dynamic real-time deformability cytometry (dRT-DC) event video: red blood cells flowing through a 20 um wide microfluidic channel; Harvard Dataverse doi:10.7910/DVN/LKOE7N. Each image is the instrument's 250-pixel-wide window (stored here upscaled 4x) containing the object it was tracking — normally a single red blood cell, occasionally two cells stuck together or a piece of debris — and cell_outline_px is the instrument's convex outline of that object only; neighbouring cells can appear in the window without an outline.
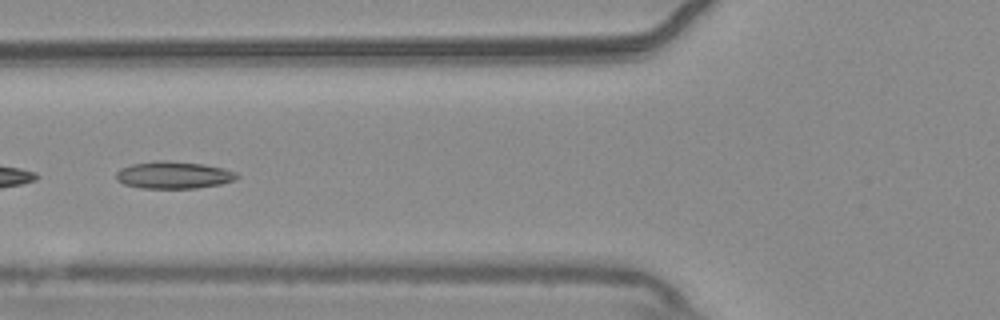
{"species": "common noctule bat (a hibernating species)", "species_latin": "Nyctalus noctula", "temperature_condition": "warm", "stored_images_in_passage": 44, "segment_of_instrument_passage": [2, 2], "camera_frame_rate_fps": 3000, "um_per_image_px": 0.085, "animal": {"sex": "male", "body_mass_g": 20.4}, "frame": {"image": 1, "passage_image": 12, "time_ms": 3.667, "image_size_px": [1000, 320], "cell_outline_px": [[240, 176], [232, 180], [220, 184], [196, 188], [140, 188], [124, 184], [116, 180], [116, 172], [120, 168], [132, 164], [156, 160], [164, 160], [200, 164], [220, 168], [236, 172]], "centroid_in_image_um": [14.69, 14.88], "position_along_channel_um": 111.1, "area_um2": 18.96}}
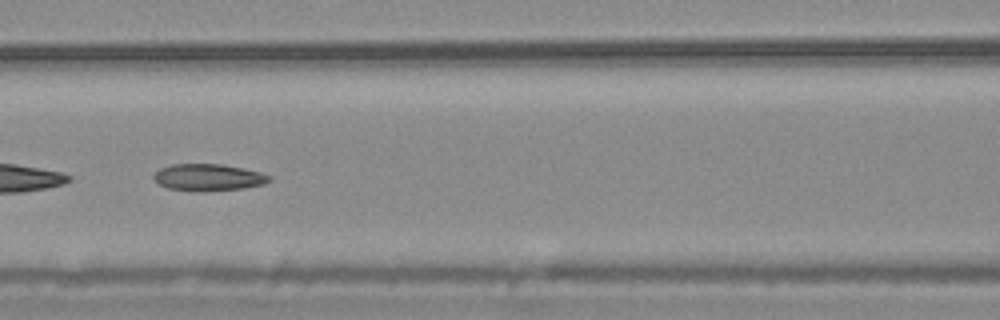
{"frame": {"image": 2, "passage_image": 15, "time_ms": 4.667, "image_size_px": [1000, 320], "cell_outline_px": [[272, 180], [264, 184], [244, 188], [204, 192], [196, 192], [168, 188], [160, 184], [152, 176], [160, 168], [172, 164], [220, 164], [244, 168], [260, 172], [272, 176]], "centroid_in_image_um": [17.74, 15.08], "position_along_channel_um": 148.9, "area_um2": 18.26}}
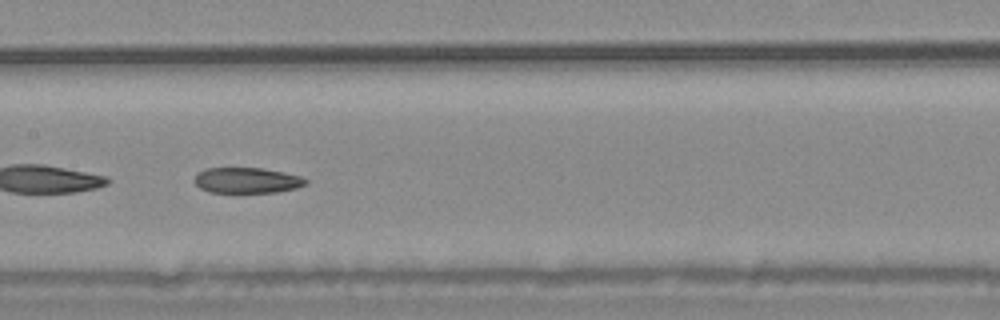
{"frame": {"image": 3, "passage_image": 18, "time_ms": 5.667, "image_size_px": [1000, 320], "cell_outline_px": [[308, 184], [296, 188], [276, 192], [236, 196], [208, 192], [200, 188], [192, 180], [196, 172], [204, 168], [264, 168], [284, 172], [300, 176], [308, 180]], "centroid_in_image_um": [20.93, 15.38], "position_along_channel_um": 186.5, "area_um2": 17.8}}